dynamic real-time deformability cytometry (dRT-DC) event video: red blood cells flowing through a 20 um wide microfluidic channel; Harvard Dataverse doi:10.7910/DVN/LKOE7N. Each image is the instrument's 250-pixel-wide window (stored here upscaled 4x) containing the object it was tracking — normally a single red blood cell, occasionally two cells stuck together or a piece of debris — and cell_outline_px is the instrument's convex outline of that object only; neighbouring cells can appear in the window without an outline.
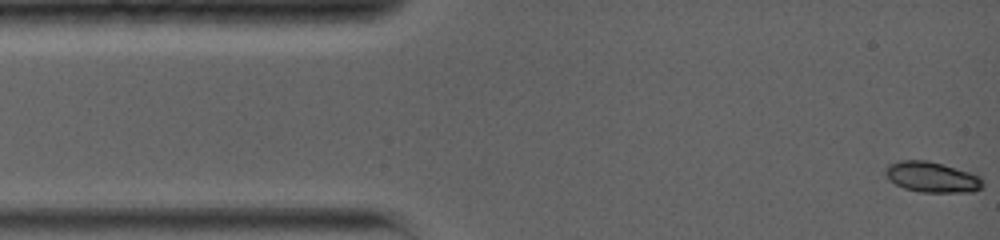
{"species": "common noctule bat (a hibernating species)", "species_latin": "Nyctalus noctula", "temperature_condition": "warm", "stored_images_in_passage": 43, "camera_frame_rate_fps": 5000, "um_per_image_px": 0.085, "animal": {"sex": "female", "body_mass_g": 19.0, "forearm_length_mm": 56.7}, "frame": {"image": 1, "passage_image": 1, "time_ms": 0.0, "image_size_px": [1000, 240], "cell_outline_px": [[984, 184], [980, 188], [972, 192], [920, 192], [904, 188], [888, 180], [884, 172], [888, 164], [900, 160], [928, 160], [968, 172], [980, 176]], "centroid_in_image_um": [79.18, 15.05], "position_along_channel_um": 5.8, "area_um2": 17.28}}
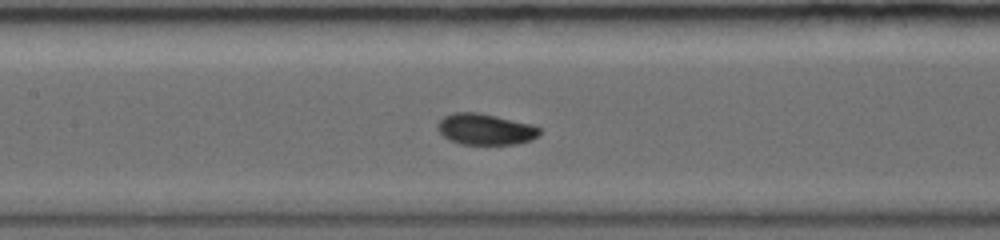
{"frame": {"image": 2, "passage_image": 19, "time_ms": 6.4, "image_size_px": [1000, 240], "cell_outline_px": [[540, 136], [532, 140], [516, 144], [460, 144], [444, 136], [436, 128], [436, 124], [444, 116], [452, 112], [476, 112], [496, 116], [532, 124], [540, 128]], "centroid_in_image_um": [41.27, 10.98], "position_along_channel_um": 166.1, "area_um2": 18.55}}
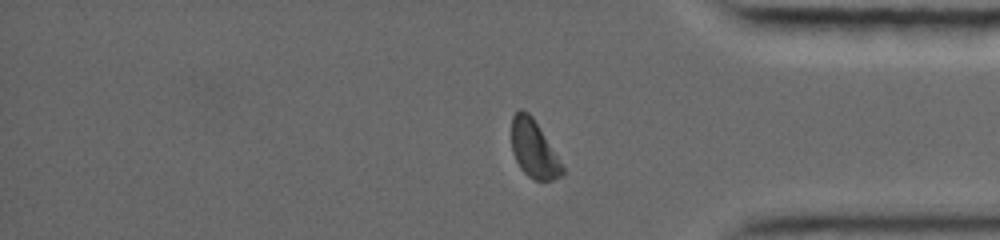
{"frame": {"image": 3, "passage_image": 37, "time_ms": 12.6, "image_size_px": [1000, 240], "cell_outline_px": [[564, 176], [552, 180], [536, 180], [528, 176], [520, 168], [512, 152], [512, 116], [520, 108], [528, 112], [532, 116], [564, 168]], "centroid_in_image_um": [45.36, 12.68], "position_along_channel_um": 389.8, "area_um2": 16.76}, "authors_computed_cell_mechanics": {"area_um2": 17.918, "velocity_mm_per_s": 3.7768, "shape_relaxation_time_tau1_ms": 3.1646, "shape_relaxation_time_tau2_ms": null, "deformation_change_tau1": 0.1338, "deformation_change_tau2": null}}